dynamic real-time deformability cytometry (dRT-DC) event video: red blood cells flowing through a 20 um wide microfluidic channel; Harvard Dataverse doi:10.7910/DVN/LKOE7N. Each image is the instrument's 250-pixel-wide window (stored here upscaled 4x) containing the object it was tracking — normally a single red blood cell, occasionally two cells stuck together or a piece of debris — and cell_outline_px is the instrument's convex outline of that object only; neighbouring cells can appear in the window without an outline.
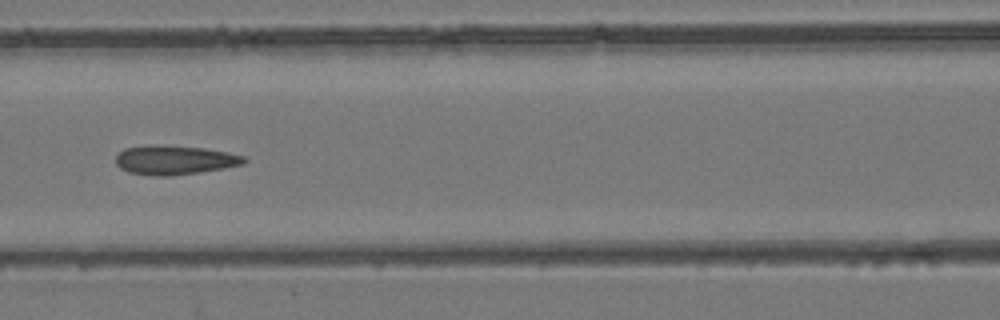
{"species": "common noctule bat (a hibernating species)", "species_latin": "Nyctalus noctula", "temperature_condition": "room temperature", "stored_images_in_passage": 6, "camera_frame_rate_fps": 3000, "um_per_image_px": 0.085, "animal": {"sex": "female", "body_mass_g": 24.6, "forearm_length_mm": 56.2}, "frame": {"image": 1, "passage_image": 6, "time_ms": 1.667, "image_size_px": [1000, 320], "cell_outline_px": [[248, 160], [244, 164], [224, 168], [200, 172], [172, 176], [152, 176], [128, 172], [120, 168], [116, 164], [116, 156], [124, 148], [148, 144], [164, 144], [204, 148], [244, 156]], "centroid_in_image_um": [14.81, 13.59], "position_along_channel_um": 151.8, "area_um2": 22.14}}